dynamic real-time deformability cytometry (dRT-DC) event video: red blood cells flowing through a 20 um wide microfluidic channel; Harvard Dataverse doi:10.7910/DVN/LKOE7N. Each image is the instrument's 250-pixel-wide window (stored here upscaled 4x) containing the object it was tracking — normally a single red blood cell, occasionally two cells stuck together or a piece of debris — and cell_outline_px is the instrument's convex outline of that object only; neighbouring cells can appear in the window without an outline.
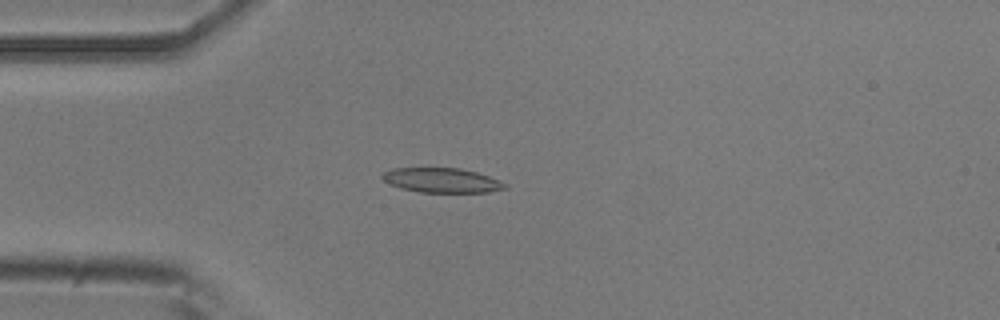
{"species": "common noctule bat (a hibernating species)", "species_latin": "Nyctalus noctula", "temperature_condition": "room temperature", "stored_images_in_passage": 50, "camera_frame_rate_fps": 3000, "um_per_image_px": 0.085, "animal": {"sex": "male", "body_mass_g": 20.5, "forearm_length_mm": 52.5}, "frame": {"image": 1, "passage_image": 14, "time_ms": 4.333, "image_size_px": [1000, 320], "cell_outline_px": [[508, 188], [488, 192], [420, 192], [400, 188], [384, 180], [380, 176], [384, 172], [392, 168], [460, 168], [476, 172], [488, 176], [508, 184]], "centroid_in_image_um": [37.57, 15.32], "position_along_channel_um": 47.4, "area_um2": 17.51}}
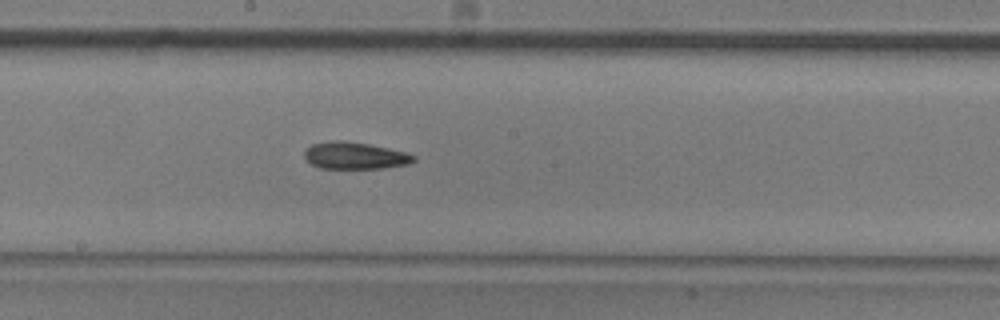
{"frame": {"image": 2, "passage_image": 28, "time_ms": 9.0, "image_size_px": [1000, 320], "cell_outline_px": [[416, 160], [408, 164], [380, 168], [320, 168], [304, 160], [304, 152], [312, 144], [332, 140], [340, 140], [368, 144], [388, 148], [404, 152], [416, 156]], "centroid_in_image_um": [30.13, 13.23], "position_along_channel_um": 218.1, "area_um2": 17.05}}
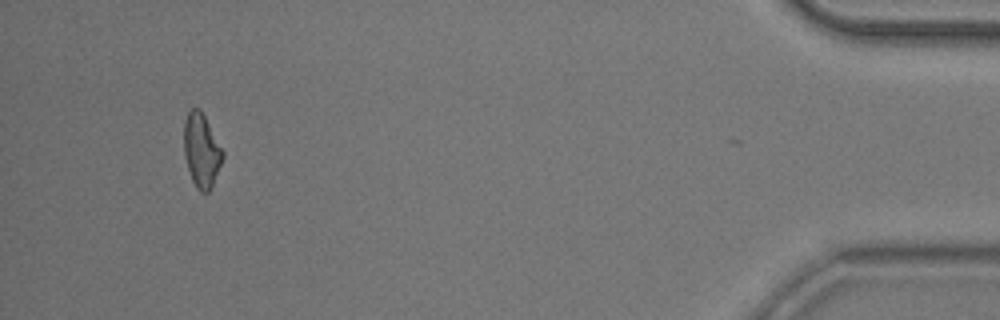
{"frame": {"image": 3, "passage_image": 49, "time_ms": 16.0, "image_size_px": [1000, 320], "cell_outline_px": [[224, 156], [212, 184], [208, 192], [200, 192], [196, 188], [192, 180], [184, 156], [184, 120], [188, 112], [192, 108], [200, 108], [224, 152]], "centroid_in_image_um": [17.11, 12.77], "position_along_channel_um": 418.1, "area_um2": 16.47}}